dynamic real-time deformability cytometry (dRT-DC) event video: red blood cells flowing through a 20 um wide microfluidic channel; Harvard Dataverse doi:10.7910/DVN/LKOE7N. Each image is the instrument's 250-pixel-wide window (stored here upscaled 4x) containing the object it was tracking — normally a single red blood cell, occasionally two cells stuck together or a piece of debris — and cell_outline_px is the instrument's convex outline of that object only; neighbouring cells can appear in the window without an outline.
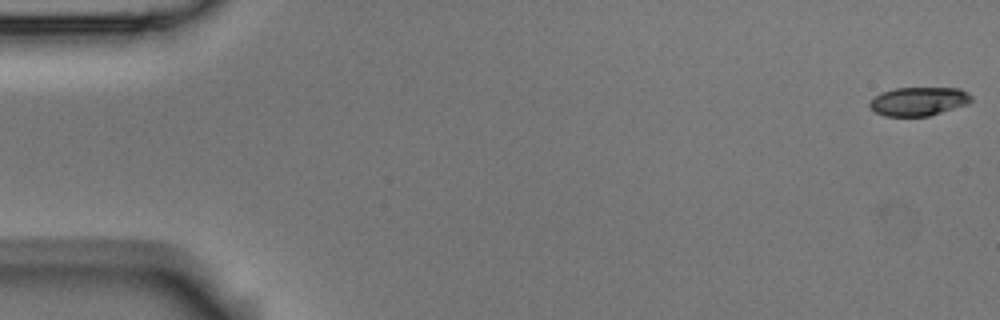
{"species": "Egyptian fruit bat (a non-hibernating species)", "species_latin": "Rousettus aegyptiacus", "temperature_condition": "room temperature", "stored_images_in_passage": 57, "camera_frame_rate_fps": 3000, "um_per_image_px": 0.085, "animal": {"sex": "male"}, "frame": {"image": 1, "passage_image": 1, "time_ms": 0.0, "image_size_px": [1000, 320], "cell_outline_px": [[972, 100], [968, 104], [928, 116], [884, 116], [876, 112], [868, 104], [880, 92], [896, 88], [960, 88], [968, 92], [972, 96]], "centroid_in_image_um": [78.11, 8.61], "position_along_channel_um": 6.9, "area_um2": 16.94}}
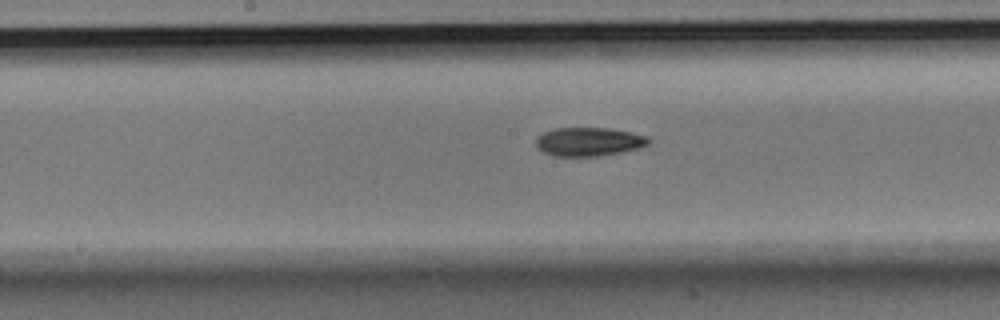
{"frame": {"image": 2, "passage_image": 29, "time_ms": 9.333, "image_size_px": [1000, 320], "cell_outline_px": [[648, 144], [640, 148], [600, 156], [552, 156], [544, 152], [536, 144], [536, 136], [544, 132], [556, 128], [608, 128], [628, 132], [644, 136], [648, 140]], "centroid_in_image_um": [50.0, 12.05], "position_along_channel_um": 198.2, "area_um2": 18.55}}
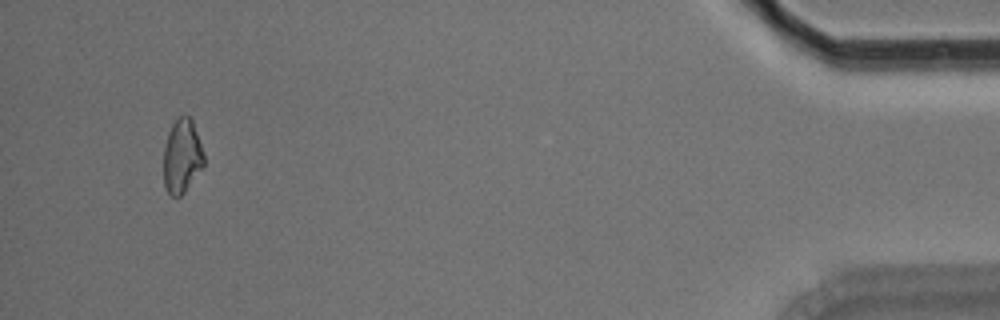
{"frame": {"image": 3, "passage_image": 54, "time_ms": 17.667, "image_size_px": [1000, 320], "cell_outline_px": [[204, 164], [184, 192], [180, 196], [172, 196], [168, 192], [164, 184], [164, 148], [168, 132], [172, 124], [180, 116], [188, 116], [192, 120], [204, 152]], "centroid_in_image_um": [15.46, 13.27], "position_along_channel_um": 419.7, "area_um2": 17.11}, "authors_computed_cell_mechanics": {"area_um2": 18.0914, "velocity_mm_per_s": 3.5617, "shape_relaxation_time_tau1_ms": 5.0133, "shape_relaxation_time_tau2_ms": null, "deformation_change_tau1": 0.1175, "deformation_change_tau2": null}}